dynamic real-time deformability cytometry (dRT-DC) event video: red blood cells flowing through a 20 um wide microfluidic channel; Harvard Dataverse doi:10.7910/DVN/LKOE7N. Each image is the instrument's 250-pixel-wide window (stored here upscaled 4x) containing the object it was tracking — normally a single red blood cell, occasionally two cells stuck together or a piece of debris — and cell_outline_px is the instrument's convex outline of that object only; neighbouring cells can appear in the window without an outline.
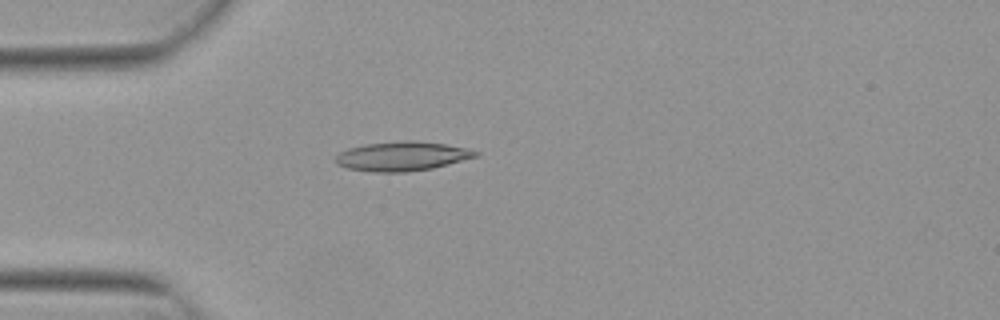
{"species": "Egyptian fruit bat (a non-hibernating species)", "species_latin": "Rousettus aegyptiacus", "temperature_condition": "warm", "stored_images_in_passage": 48, "camera_frame_rate_fps": 3000, "um_per_image_px": 0.085, "animal": {"sex": "female"}, "frame": {"image": 1, "passage_image": 10, "time_ms": 3.0, "image_size_px": [1000, 320], "cell_outline_px": [[480, 152], [476, 156], [448, 164], [432, 168], [408, 172], [372, 172], [348, 168], [336, 164], [336, 156], [340, 152], [348, 148], [364, 144], [408, 140], [412, 140], [444, 144], [468, 148]], "centroid_in_image_um": [34.15, 13.28], "position_along_channel_um": 50.8, "area_um2": 23.76}}
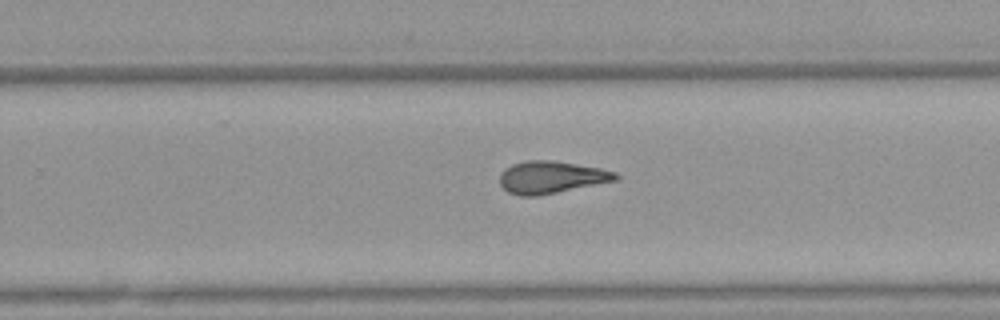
{"frame": {"image": 2, "passage_image": 29, "time_ms": 9.333, "image_size_px": [1000, 320], "cell_outline_px": [[620, 176], [616, 180], [536, 196], [520, 196], [508, 192], [500, 184], [500, 172], [504, 168], [512, 164], [524, 160], [552, 160], [600, 168], [616, 172]], "centroid_in_image_um": [46.81, 15.05], "position_along_channel_um": 283.0, "area_um2": 21.68}}
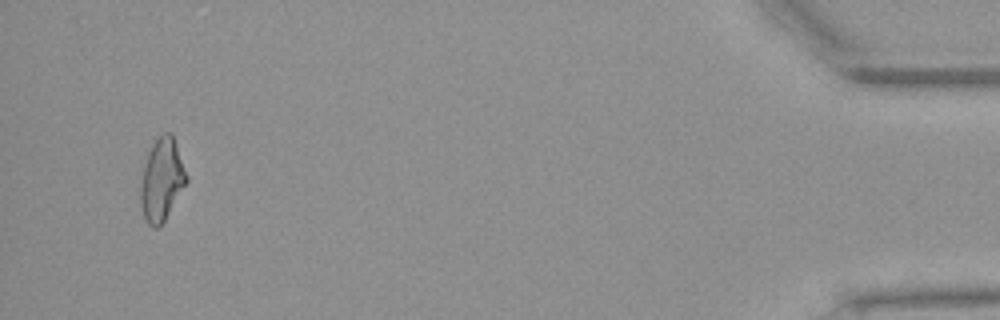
{"frame": {"image": 3, "passage_image": 46, "time_ms": 15.0, "image_size_px": [1000, 320], "cell_outline_px": [[188, 180], [164, 220], [156, 228], [152, 228], [144, 220], [140, 204], [140, 184], [144, 164], [148, 152], [152, 144], [164, 132], [172, 132], [188, 176]], "centroid_in_image_um": [13.73, 15.27], "position_along_channel_um": 421.5, "area_um2": 22.02}, "authors_computed_cell_mechanics": {"area_um2": 21.7328, "velocity_mm_per_s": 3.8529, "shape_relaxation_time_tau1_ms": null, "shape_relaxation_time_tau2_ms": 2.3227, "deformation_change_tau1": null, "deformation_change_tau2": 0.1196}}